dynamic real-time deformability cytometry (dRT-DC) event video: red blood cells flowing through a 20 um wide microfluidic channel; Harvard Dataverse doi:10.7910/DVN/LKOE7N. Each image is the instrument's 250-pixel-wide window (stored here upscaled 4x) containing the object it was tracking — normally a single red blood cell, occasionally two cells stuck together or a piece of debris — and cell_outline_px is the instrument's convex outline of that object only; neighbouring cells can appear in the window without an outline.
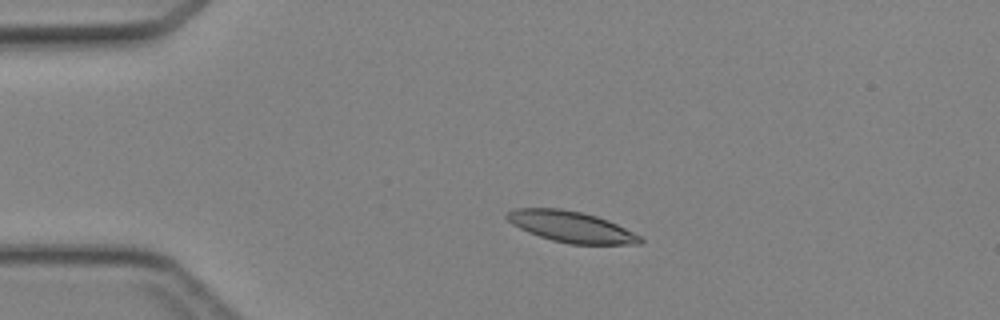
{"species": "Egyptian fruit bat (a non-hibernating species)", "species_latin": "Rousettus aegyptiacus", "temperature_condition": "cold", "stored_images_in_passage": 37, "camera_frame_rate_fps": 3000, "um_per_image_px": 0.085, "animal": {"sex": "female"}, "frame": {"image": 1, "passage_image": 1, "time_ms": 0.0, "image_size_px": [1000, 320], "cell_outline_px": [[644, 240], [640, 244], [568, 244], [552, 240], [528, 232], [512, 224], [504, 216], [512, 208], [560, 208], [580, 212], [596, 216], [608, 220], [640, 236]], "centroid_in_image_um": [48.52, 19.27], "position_along_channel_um": 36.5, "area_um2": 23.93}}
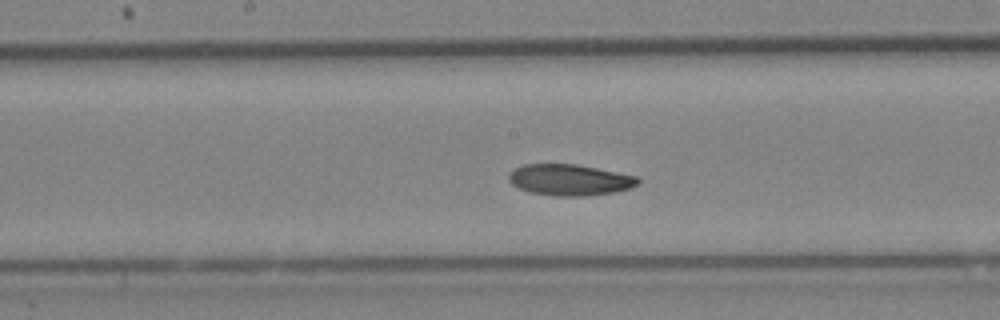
{"frame": {"image": 2, "passage_image": 15, "time_ms": 4.667, "image_size_px": [1000, 320], "cell_outline_px": [[640, 184], [632, 188], [612, 192], [588, 196], [556, 196], [528, 192], [512, 184], [508, 180], [508, 176], [516, 168], [524, 164], [576, 164], [640, 176]], "centroid_in_image_um": [48.48, 15.29], "position_along_channel_um": 199.7, "area_um2": 23.64}}
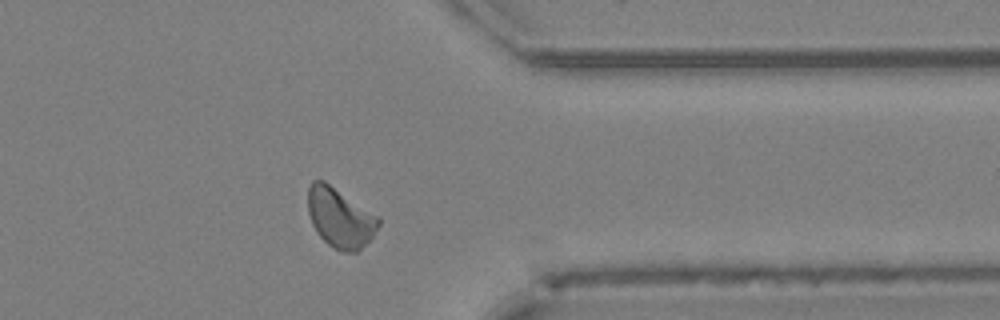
{"frame": {"image": 3, "passage_image": 28, "time_ms": 9.0, "image_size_px": [1000, 320], "cell_outline_px": [[380, 224], [372, 236], [356, 252], [340, 252], [332, 248], [316, 232], [312, 224], [308, 212], [308, 188], [312, 180], [324, 180], [380, 216]], "centroid_in_image_um": [28.9, 18.5], "position_along_channel_um": 382.5, "area_um2": 24.68}}